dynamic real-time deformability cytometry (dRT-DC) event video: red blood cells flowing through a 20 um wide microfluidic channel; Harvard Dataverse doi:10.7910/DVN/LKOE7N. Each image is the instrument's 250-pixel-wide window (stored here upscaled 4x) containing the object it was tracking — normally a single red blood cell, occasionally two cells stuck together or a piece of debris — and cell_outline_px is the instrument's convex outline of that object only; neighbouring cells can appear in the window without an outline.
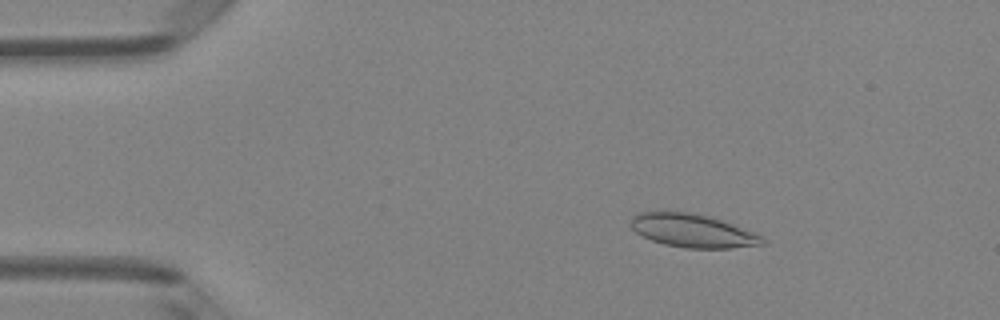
{"species": "Egyptian fruit bat (a non-hibernating species)", "species_latin": "Rousettus aegyptiacus", "temperature_condition": "room temperature", "stored_images_in_passage": 49, "camera_frame_rate_fps": 3000, "um_per_image_px": 0.085, "animal": {"sex": "female"}, "frame": {"image": 1, "passage_image": 8, "time_ms": 2.333, "image_size_px": [1000, 320], "cell_outline_px": [[764, 244], [732, 248], [688, 248], [664, 244], [652, 240], [636, 232], [628, 224], [632, 216], [640, 212], [664, 208], [692, 212], [712, 216], [764, 236]], "centroid_in_image_um": [58.81, 19.55], "position_along_channel_um": 26.2, "area_um2": 26.36}}
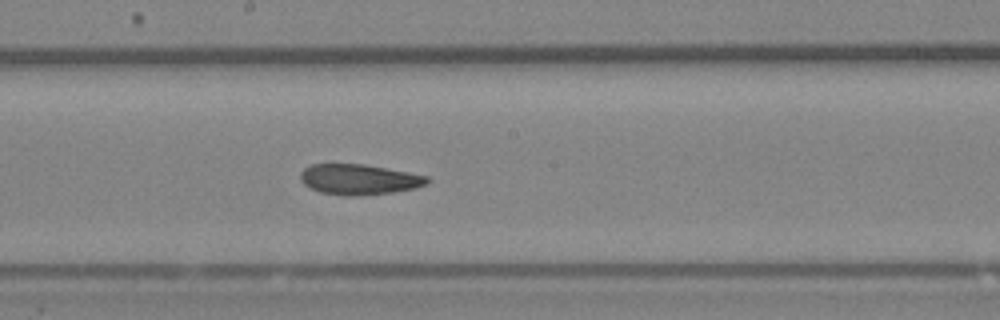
{"frame": {"image": 2, "passage_image": 27, "time_ms": 8.667, "image_size_px": [1000, 320], "cell_outline_px": [[432, 180], [428, 184], [416, 188], [392, 192], [356, 196], [344, 196], [320, 192], [304, 184], [300, 180], [300, 172], [304, 168], [312, 164], [364, 164], [408, 172], [428, 176]], "centroid_in_image_um": [30.54, 15.25], "position_along_channel_um": 217.7, "area_um2": 22.6}}
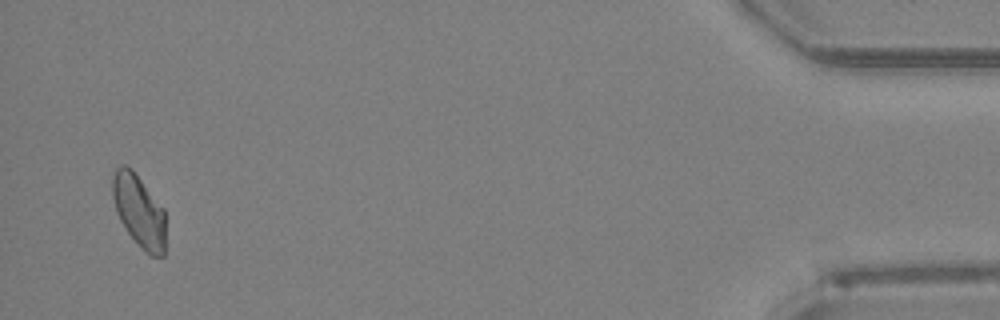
{"frame": {"image": 3, "passage_image": 48, "time_ms": 15.667, "image_size_px": [1000, 320], "cell_outline_px": [[164, 256], [152, 256], [144, 252], [128, 232], [120, 220], [116, 212], [112, 196], [112, 176], [116, 168], [120, 164], [124, 164], [132, 168], [164, 208]], "centroid_in_image_um": [11.79, 17.89], "position_along_channel_um": 423.4, "area_um2": 22.48}, "authors_computed_cell_mechanics": {"area_um2": 23.12, "velocity_mm_per_s": 4.1051, "shape_relaxation_time_tau1_ms": 7.5659, "shape_relaxation_time_tau2_ms": 2.8742, "deformation_change_tau1": 0.1277, "deformation_change_tau2": 0.0718}}